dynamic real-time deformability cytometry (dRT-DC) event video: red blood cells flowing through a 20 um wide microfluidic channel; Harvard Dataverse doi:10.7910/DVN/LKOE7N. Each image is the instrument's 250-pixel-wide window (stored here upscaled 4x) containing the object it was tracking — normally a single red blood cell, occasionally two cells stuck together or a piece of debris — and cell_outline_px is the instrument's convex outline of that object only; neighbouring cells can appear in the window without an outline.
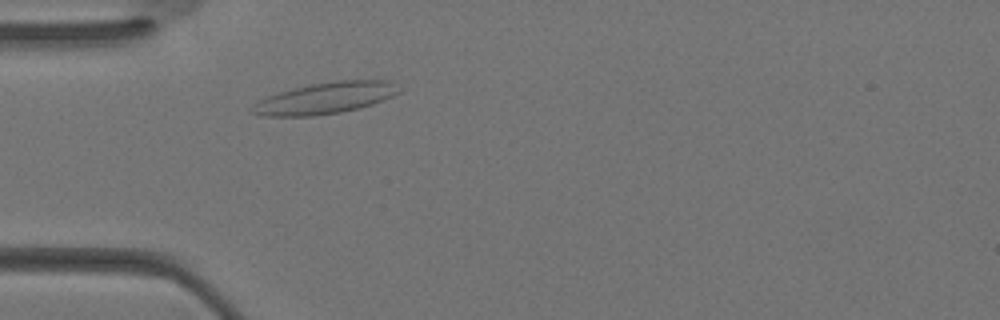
{"species": "Egyptian fruit bat (a non-hibernating species)", "species_latin": "Rousettus aegyptiacus", "temperature_condition": "warm", "stored_images_in_passage": 30, "camera_frame_rate_fps": 3000, "um_per_image_px": 0.085, "animal": {"sex": "female"}, "frame": {"image": 1, "passage_image": 5, "time_ms": 1.333, "image_size_px": [1000, 320], "cell_outline_px": [[400, 92], [384, 100], [372, 104], [340, 112], [312, 116], [264, 116], [252, 112], [252, 108], [260, 100], [268, 96], [292, 88], [312, 84], [336, 80], [388, 80]], "centroid_in_image_um": [27.65, 8.34], "position_along_channel_um": 57.4, "area_um2": 26.3}}
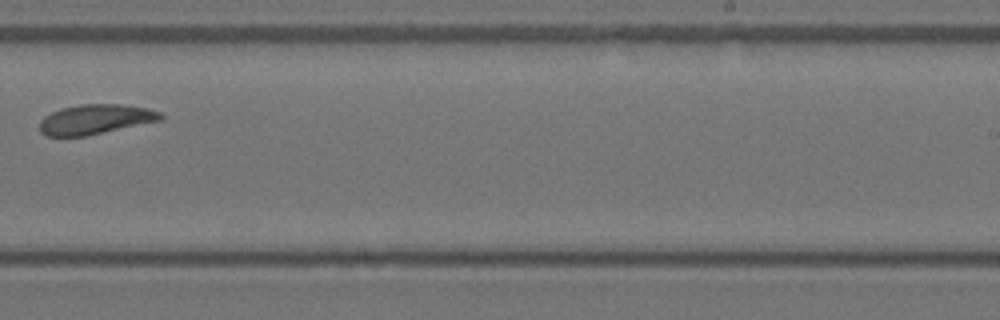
{"frame": {"image": 2, "passage_image": 17, "time_ms": 5.333, "image_size_px": [1000, 320], "cell_outline_px": [[164, 120], [84, 136], [44, 136], [40, 132], [40, 120], [44, 116], [60, 108], [80, 104], [120, 104], [148, 108], [160, 112], [164, 116]], "centroid_in_image_um": [8.12, 10.14], "position_along_channel_um": 280.9, "area_um2": 21.15}}
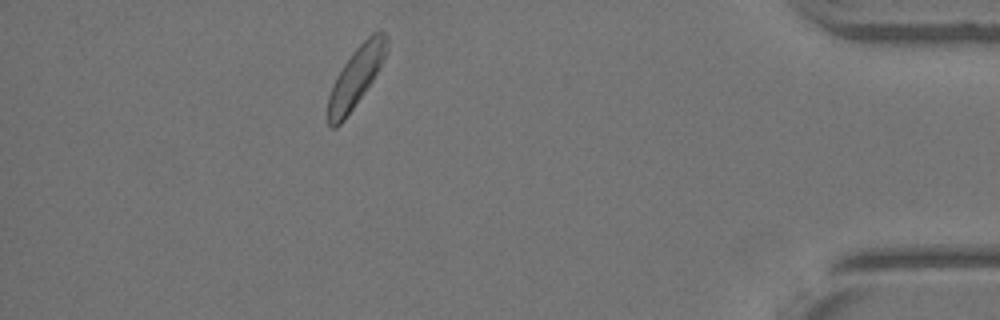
{"frame": {"image": 3, "passage_image": 26, "time_ms": 8.333, "image_size_px": [1000, 320], "cell_outline_px": [[388, 48], [384, 60], [380, 68], [364, 92], [344, 120], [336, 128], [332, 128], [328, 124], [328, 96], [332, 84], [336, 76], [352, 52], [372, 32], [384, 32], [388, 36]], "centroid_in_image_um": [30.26, 6.52], "position_along_channel_um": 404.9, "area_um2": 20.35}}